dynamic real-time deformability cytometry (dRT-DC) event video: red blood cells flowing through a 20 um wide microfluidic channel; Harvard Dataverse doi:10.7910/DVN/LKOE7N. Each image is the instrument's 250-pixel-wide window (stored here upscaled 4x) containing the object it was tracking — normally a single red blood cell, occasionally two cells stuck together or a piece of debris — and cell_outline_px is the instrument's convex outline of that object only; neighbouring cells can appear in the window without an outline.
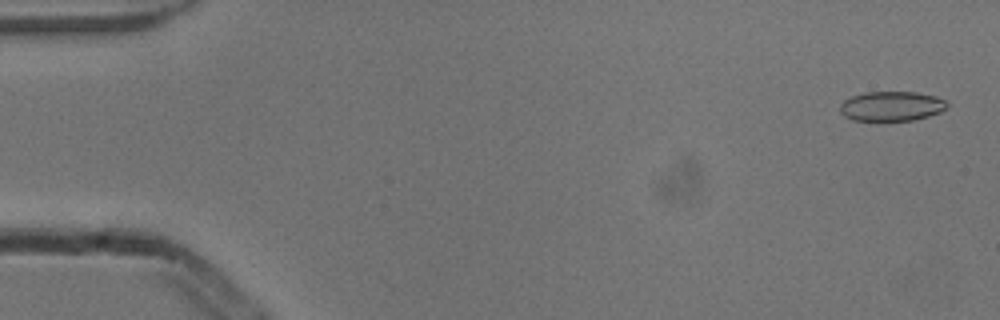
{"species": "common noctule bat (a hibernating species)", "species_latin": "Nyctalus noctula", "temperature_condition": "cold", "stored_images_in_passage": 5, "camera_frame_rate_fps": 3000, "um_per_image_px": 0.085, "animal": {"sex": "male", "body_mass_g": 13.3}, "frame": {"image": 1, "passage_image": 1, "time_ms": 0.0, "image_size_px": [1000, 320], "cell_outline_px": [[948, 104], [940, 112], [928, 116], [912, 120], [852, 120], [844, 116], [840, 112], [840, 104], [844, 100], [852, 96], [864, 92], [916, 92], [936, 96], [944, 100]], "centroid_in_image_um": [75.75, 9.02], "position_along_channel_um": 9.2, "area_um2": 18.38}}
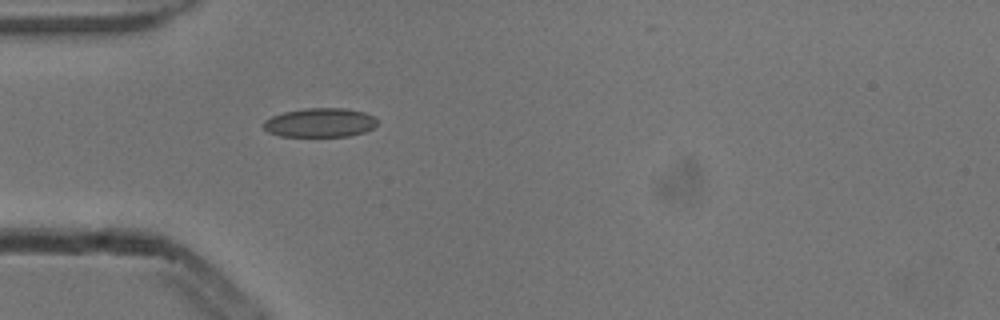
{"frame": {"image": 2, "passage_image": 5, "time_ms": 1.333, "image_size_px": [1000, 320], "cell_outline_px": [[376, 124], [372, 128], [364, 132], [348, 136], [280, 136], [268, 132], [264, 128], [264, 120], [272, 116], [284, 112], [304, 108], [344, 108], [364, 112], [372, 116], [376, 120]], "centroid_in_image_um": [27.17, 10.42], "position_along_channel_um": 57.8, "area_um2": 19.13}}